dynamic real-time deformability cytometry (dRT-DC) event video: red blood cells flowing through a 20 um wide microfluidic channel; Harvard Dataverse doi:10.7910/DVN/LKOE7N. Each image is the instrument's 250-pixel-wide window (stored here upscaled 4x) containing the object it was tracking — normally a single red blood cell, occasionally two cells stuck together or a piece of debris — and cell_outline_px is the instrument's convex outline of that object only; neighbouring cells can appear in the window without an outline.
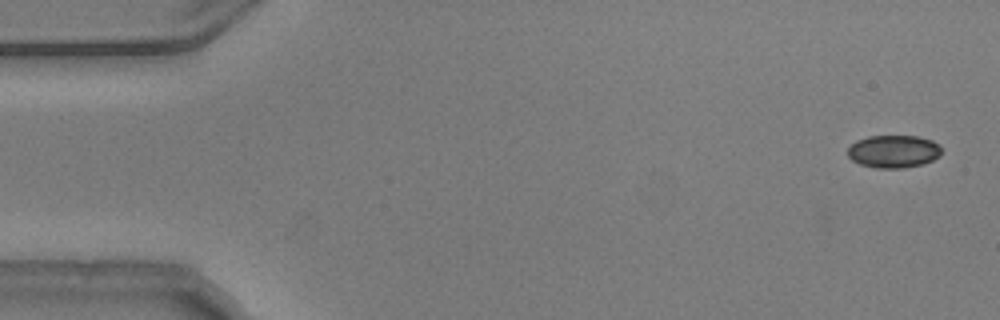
{"species": "common noctule bat (a hibernating species)", "species_latin": "Nyctalus noctula", "temperature_condition": "warm", "stored_images_in_passage": 2, "camera_frame_rate_fps": 3000, "um_per_image_px": 0.085, "animal": {"sex": "male", "body_mass_g": 20.5, "forearm_length_mm": 52.5}, "frame": {"image": 1, "passage_image": 2, "time_ms": 0.333, "image_size_px": [1000, 320], "cell_outline_px": [[940, 156], [924, 164], [904, 168], [876, 168], [860, 164], [852, 160], [848, 156], [848, 148], [856, 140], [868, 136], [916, 136], [932, 140], [940, 144]], "centroid_in_image_um": [75.96, 12.87], "position_along_channel_um": 9.0, "area_um2": 17.98}}